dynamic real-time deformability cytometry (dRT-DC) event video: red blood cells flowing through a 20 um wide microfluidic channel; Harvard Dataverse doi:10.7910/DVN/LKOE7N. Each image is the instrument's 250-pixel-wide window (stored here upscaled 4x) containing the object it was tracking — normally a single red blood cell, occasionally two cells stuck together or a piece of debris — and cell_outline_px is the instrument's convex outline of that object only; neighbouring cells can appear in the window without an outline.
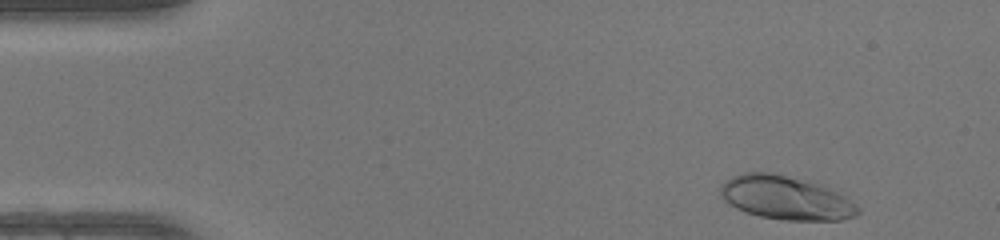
{"species": "human", "species_latin": "Homo sapiens", "temperature_condition": "warm", "stored_images_in_passage": 47, "camera_frame_rate_fps": 3000, "um_per_image_px": 0.085, "donor": {"sex": "female"}, "frame": {"image": 1, "passage_image": 2, "time_ms": 0.333, "image_size_px": [1000, 240], "cell_outline_px": [[860, 212], [856, 216], [840, 220], [784, 220], [760, 216], [744, 212], [728, 204], [720, 196], [720, 188], [732, 176], [744, 172], [768, 172], [816, 184], [840, 192], [856, 204], [860, 208]], "centroid_in_image_um": [66.8, 16.84], "position_along_channel_um": 18.2, "area_um2": 34.68}}
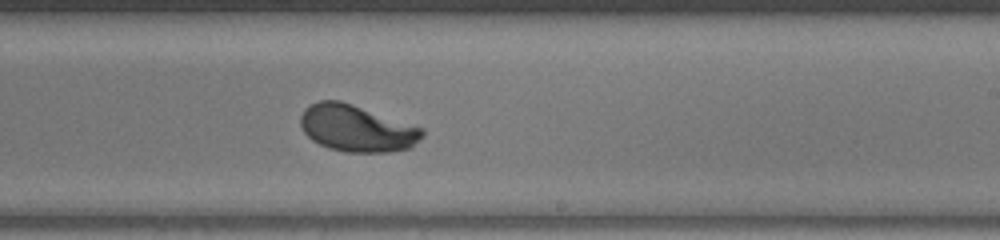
{"frame": {"image": 2, "passage_image": 27, "time_ms": 8.667, "image_size_px": [1000, 240], "cell_outline_px": [[424, 136], [412, 148], [392, 152], [344, 152], [328, 148], [312, 140], [304, 132], [300, 124], [300, 116], [304, 108], [320, 100], [340, 100], [424, 128]], "centroid_in_image_um": [30.34, 10.92], "position_along_channel_um": 258.7, "area_um2": 33.35}}
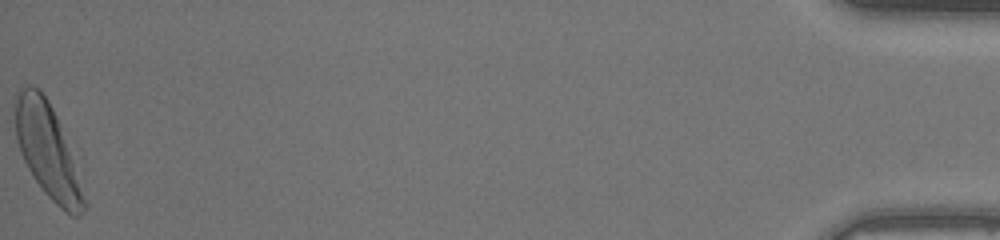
{"frame": {"image": 3, "passage_image": 47, "time_ms": 15.333, "image_size_px": [1000, 240], "cell_outline_px": [[88, 208], [80, 216], [72, 216], [64, 212], [44, 192], [28, 168], [20, 152], [16, 136], [16, 96], [20, 88], [28, 84], [36, 88], [48, 100], [56, 116], [88, 204]], "centroid_in_image_um": [4.04, 12.87], "position_along_channel_um": 431.2, "area_um2": 36.53}, "authors_computed_cell_mechanics": {"area_um2": 33.3506, "velocity_mm_per_s": 4.1532, "shape_relaxation_time_tau1_ms": 2.6884, "shape_relaxation_time_tau2_ms": null, "deformation_change_tau1": 0.1848, "deformation_change_tau2": null}}